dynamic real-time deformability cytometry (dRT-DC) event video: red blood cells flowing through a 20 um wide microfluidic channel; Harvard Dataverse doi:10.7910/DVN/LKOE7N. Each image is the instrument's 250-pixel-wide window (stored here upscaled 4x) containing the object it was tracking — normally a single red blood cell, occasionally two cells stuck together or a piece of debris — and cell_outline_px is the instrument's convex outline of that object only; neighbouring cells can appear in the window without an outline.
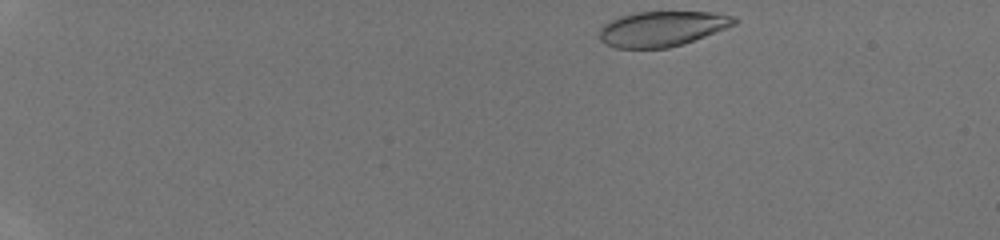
{"species": "human", "species_latin": "Homo sapiens", "temperature_condition": "room temperature", "stored_images_in_passage": 39, "camera_frame_rate_fps": 3000, "um_per_image_px": 0.085, "donor": {"sex": "male"}, "frame": {"image": 1, "passage_image": 1, "time_ms": 0.0, "image_size_px": [1000, 240], "cell_outline_px": [[740, 20], [736, 24], [684, 44], [668, 48], [616, 48], [600, 40], [600, 28], [604, 24], [620, 16], [640, 12], [716, 12], [732, 16]], "centroid_in_image_um": [56.31, 2.44], "position_along_channel_um": 28.7, "area_um2": 27.51}}
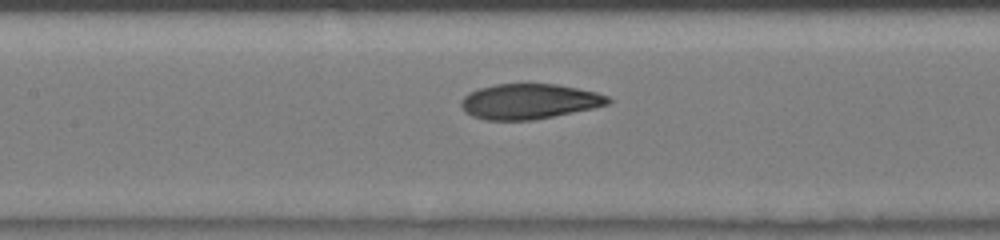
{"frame": {"image": 2, "passage_image": 18, "time_ms": 5.667, "image_size_px": [1000, 240], "cell_outline_px": [[612, 100], [608, 104], [592, 108], [532, 120], [484, 120], [472, 116], [464, 112], [460, 104], [460, 100], [468, 92], [480, 88], [496, 84], [556, 84], [596, 92], [608, 96]], "centroid_in_image_um": [44.93, 8.62], "position_along_channel_um": 162.5, "area_um2": 30.06}}
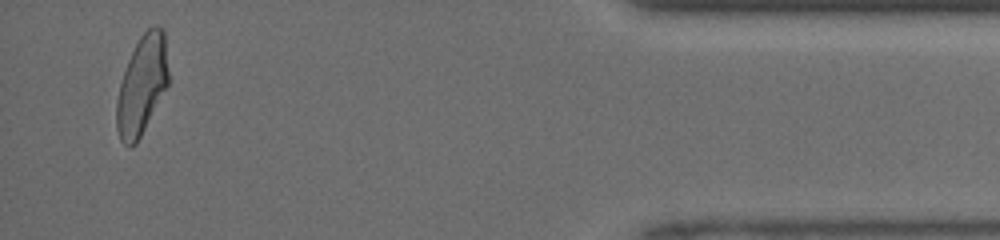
{"frame": {"image": 3, "passage_image": 38, "time_ms": 12.333, "image_size_px": [1000, 240], "cell_outline_px": [[168, 84], [136, 144], [132, 148], [128, 148], [120, 140], [116, 128], [116, 100], [120, 84], [128, 60], [140, 36], [148, 28], [156, 24], [164, 32], [168, 72]], "centroid_in_image_um": [12.04, 7.27], "position_along_channel_um": 423.2, "area_um2": 29.59}}